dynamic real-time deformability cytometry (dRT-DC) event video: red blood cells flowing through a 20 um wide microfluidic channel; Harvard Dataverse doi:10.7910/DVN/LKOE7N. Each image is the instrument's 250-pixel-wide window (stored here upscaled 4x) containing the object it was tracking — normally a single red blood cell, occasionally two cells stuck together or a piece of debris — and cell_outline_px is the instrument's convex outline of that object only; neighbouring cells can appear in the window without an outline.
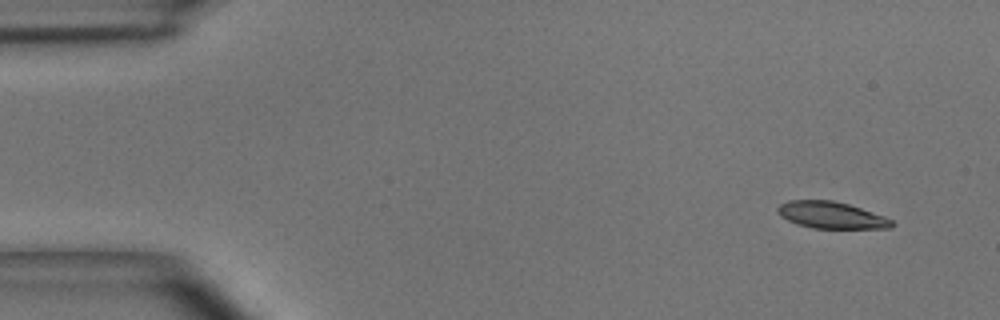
{"species": "common noctule bat (a hibernating species)", "species_latin": "Nyctalus noctula", "temperature_condition": "room temperature", "stored_images_in_passage": 4, "camera_frame_rate_fps": 3000, "um_per_image_px": 0.085, "animal": {"sex": "male", "body_mass_g": 15.6}, "frame": {"image": 1, "passage_image": 1, "time_ms": 0.0, "image_size_px": [1000, 320], "cell_outline_px": [[896, 224], [892, 228], [812, 228], [796, 224], [780, 216], [776, 212], [776, 208], [780, 204], [788, 200], [832, 200], [848, 204], [884, 216], [892, 220]], "centroid_in_image_um": [70.63, 18.28], "position_along_channel_um": 14.4, "area_um2": 17.86}}